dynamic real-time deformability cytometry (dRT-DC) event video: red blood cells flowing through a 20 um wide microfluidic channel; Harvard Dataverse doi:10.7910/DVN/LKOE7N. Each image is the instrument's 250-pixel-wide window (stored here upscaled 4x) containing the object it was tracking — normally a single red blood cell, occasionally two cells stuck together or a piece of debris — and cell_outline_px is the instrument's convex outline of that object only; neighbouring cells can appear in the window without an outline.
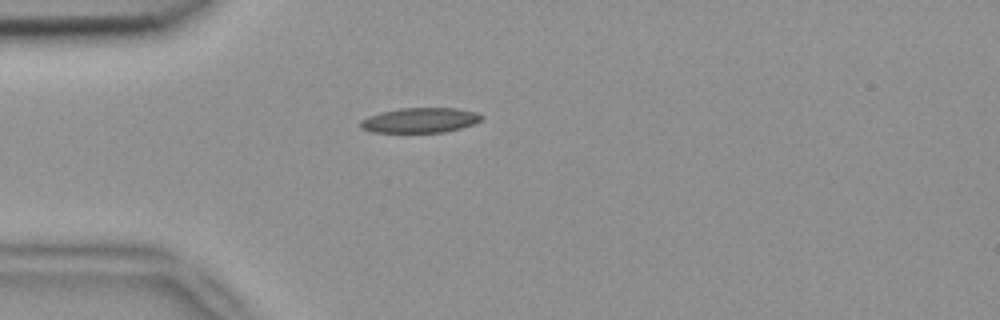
{"species": "common noctule bat (a hibernating species)", "species_latin": "Nyctalus noctula", "temperature_condition": "room temperature", "stored_images_in_passage": 1, "camera_frame_rate_fps": 3000, "um_per_image_px": 0.085, "animal": {"sex": "female", "body_mass_g": 18.4}, "frame": {"image": 1, "passage_image": 1, "time_ms": 0.0, "image_size_px": [1000, 320], "cell_outline_px": [[484, 116], [476, 124], [444, 132], [372, 132], [360, 128], [360, 120], [368, 116], [380, 112], [400, 108], [456, 108], [476, 112]], "centroid_in_image_um": [35.7, 10.22], "position_along_channel_um": 49.3, "area_um2": 17.69}}